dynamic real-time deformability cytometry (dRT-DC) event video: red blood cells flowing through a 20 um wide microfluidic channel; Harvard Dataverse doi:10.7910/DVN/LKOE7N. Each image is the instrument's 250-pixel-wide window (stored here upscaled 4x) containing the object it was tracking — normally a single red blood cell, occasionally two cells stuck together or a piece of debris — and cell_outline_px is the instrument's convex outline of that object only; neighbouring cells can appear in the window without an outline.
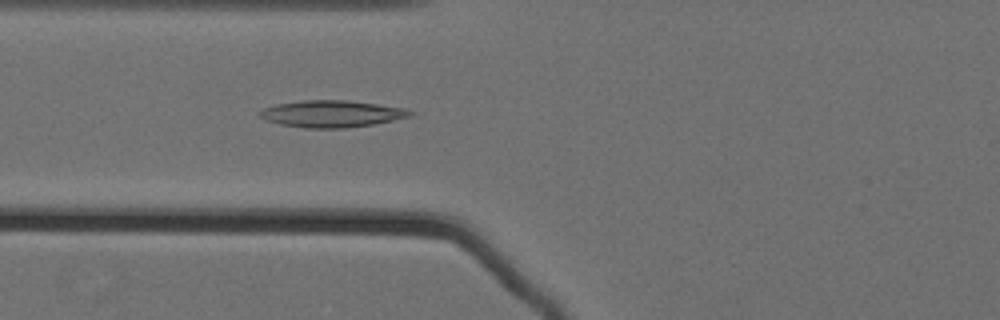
{"species": "Egyptian fruit bat (a non-hibernating species)", "species_latin": "Rousettus aegyptiacus", "temperature_condition": "cold", "stored_images_in_passage": 61, "camera_frame_rate_fps": 3000, "um_per_image_px": 0.085, "animal": {"sex": "female"}, "frame": {"image": 1, "passage_image": 28, "time_ms": 9.0, "image_size_px": [1000, 320], "cell_outline_px": [[416, 112], [412, 116], [372, 124], [344, 128], [304, 128], [280, 124], [268, 120], [260, 116], [260, 112], [264, 108], [276, 104], [300, 100], [344, 100], [376, 104], [404, 108]], "centroid_in_image_um": [28.21, 9.67], "position_along_channel_um": 97.6, "area_um2": 23.29}}
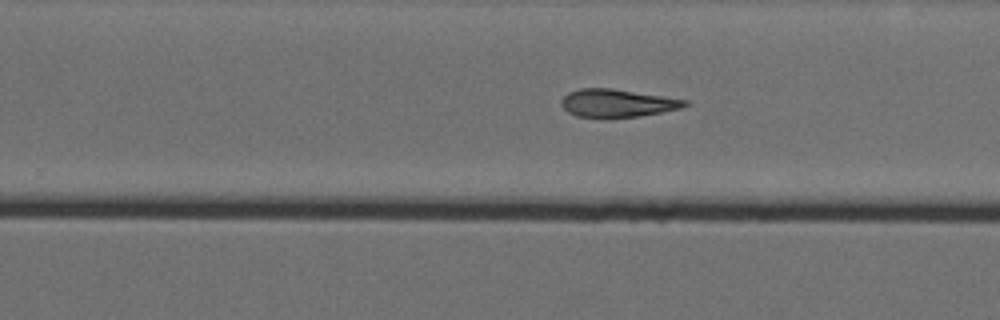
{"frame": {"image": 2, "passage_image": 43, "time_ms": 14.0, "image_size_px": [1000, 320], "cell_outline_px": [[688, 104], [680, 108], [640, 116], [608, 120], [576, 116], [568, 112], [560, 104], [560, 100], [568, 92], [580, 88], [612, 88], [688, 100]], "centroid_in_image_um": [52.4, 8.79], "position_along_channel_um": 277.4, "area_um2": 20.58}}
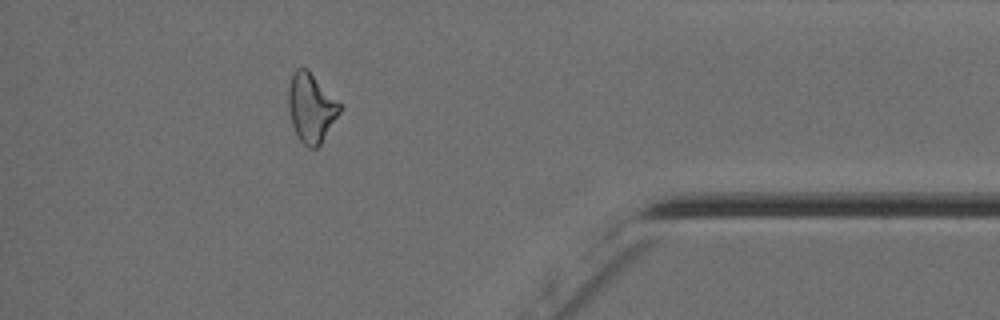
{"frame": {"image": 3, "passage_image": 56, "time_ms": 18.333, "image_size_px": [1000, 320], "cell_outline_px": [[344, 108], [320, 144], [316, 148], [308, 148], [296, 136], [292, 124], [288, 108], [288, 88], [292, 76], [296, 68], [308, 68]], "centroid_in_image_um": [26.45, 9.16], "position_along_channel_um": 408.7, "area_um2": 20.81}}